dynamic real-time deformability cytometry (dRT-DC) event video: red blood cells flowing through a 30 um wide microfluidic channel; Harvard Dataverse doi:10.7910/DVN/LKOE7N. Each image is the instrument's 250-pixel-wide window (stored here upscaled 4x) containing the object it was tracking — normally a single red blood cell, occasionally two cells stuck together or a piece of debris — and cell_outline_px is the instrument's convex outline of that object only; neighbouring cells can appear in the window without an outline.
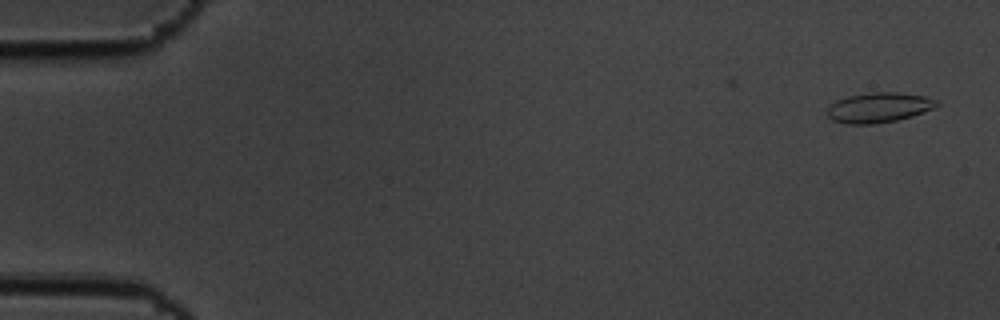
{"species": "common noctule bat (a hibernating species)", "species_latin": "Nyctalus noctula", "temperature_condition": "cold", "stored_images_in_passage": 55, "camera_frame_rate_fps": 3000, "um_per_image_px": 0.085, "animal": {"sex": "male", "body_mass_g": 19.5, "forearm_length_mm": 54.6}, "frame": {"image": 1, "passage_image": 2, "time_ms": 0.333, "image_size_px": [1000, 320], "cell_outline_px": [[940, 104], [936, 108], [912, 116], [896, 120], [872, 124], [844, 124], [832, 120], [828, 116], [828, 108], [836, 100], [848, 96], [872, 92], [896, 92], [924, 96], [940, 100]], "centroid_in_image_um": [74.74, 9.14], "position_along_channel_um": 10.3, "area_um2": 19.25}}
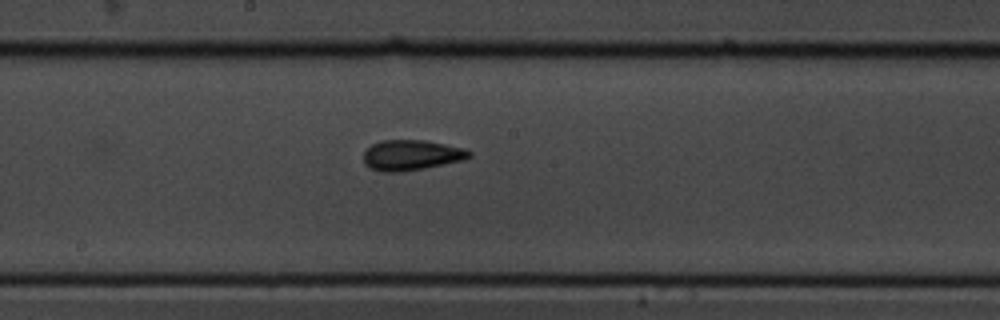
{"frame": {"image": 2, "passage_image": 31, "time_ms": 10.0, "image_size_px": [1000, 320], "cell_outline_px": [[472, 156], [464, 160], [424, 168], [400, 172], [380, 172], [364, 164], [364, 152], [372, 144], [380, 140], [424, 140], [464, 148], [472, 152]], "centroid_in_image_um": [34.97, 13.18], "position_along_channel_um": 213.2, "area_um2": 18.73}}
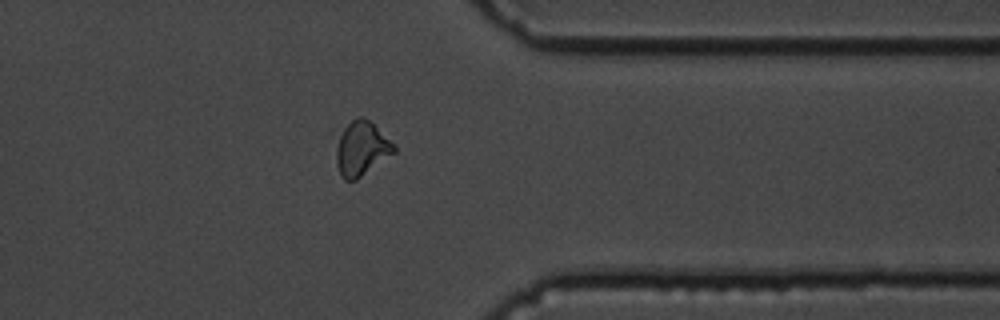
{"frame": {"image": 3, "passage_image": 46, "time_ms": 15.0, "image_size_px": [1000, 320], "cell_outline_px": [[396, 152], [356, 180], [344, 180], [340, 176], [336, 164], [336, 148], [340, 128], [356, 116], [364, 116], [396, 144]], "centroid_in_image_um": [30.71, 12.6], "position_along_channel_um": 380.7, "area_um2": 18.79}, "authors_computed_cell_mechanics": {"area_um2": 17.918, "velocity_mm_per_s": 3.4784, "shape_relaxation_time_tau1_ms": 7.1608, "shape_relaxation_time_tau2_ms": 3.0222, "deformation_change_tau1": 0.157, "deformation_change_tau2": 0.1093}}